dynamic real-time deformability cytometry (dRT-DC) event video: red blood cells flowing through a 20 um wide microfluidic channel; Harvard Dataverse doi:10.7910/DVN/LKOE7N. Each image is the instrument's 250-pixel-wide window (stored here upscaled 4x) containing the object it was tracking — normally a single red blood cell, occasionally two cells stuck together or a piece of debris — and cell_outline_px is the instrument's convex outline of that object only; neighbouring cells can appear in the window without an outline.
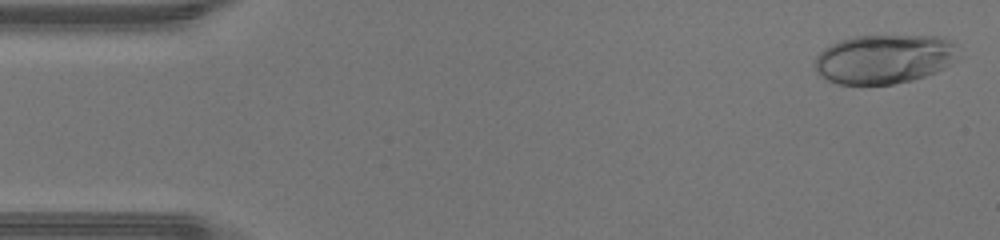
{"species": "human", "species_latin": "Homo sapiens", "temperature_condition": "warm", "stored_images_in_passage": 47, "camera_frame_rate_fps": 3000, "um_per_image_px": 0.085, "donor": {"sex": "male"}, "frame": {"image": 1, "passage_image": 2, "time_ms": 0.333, "image_size_px": [1000, 240], "cell_outline_px": [[956, 60], [944, 68], [936, 72], [912, 80], [892, 84], [836, 84], [820, 76], [816, 72], [816, 56], [824, 48], [840, 40], [852, 36], [944, 36], [952, 40], [956, 44]], "centroid_in_image_um": [75.17, 5.01], "position_along_channel_um": 9.8, "area_um2": 41.27}}
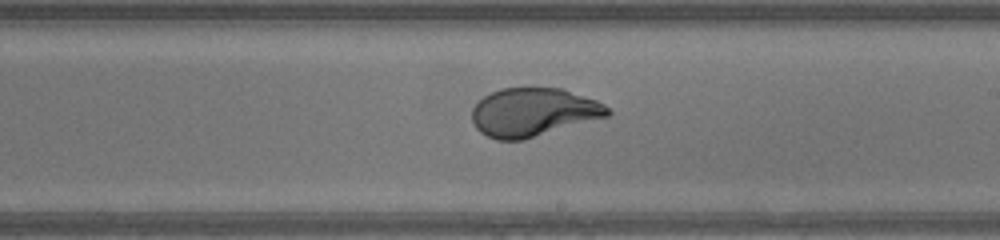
{"frame": {"image": 2, "passage_image": 27, "time_ms": 8.667, "image_size_px": [1000, 240], "cell_outline_px": [[612, 112], [608, 116], [524, 140], [496, 140], [480, 132], [476, 128], [472, 120], [472, 108], [484, 96], [500, 88], [532, 84], [564, 88], [596, 100], [604, 104]], "centroid_in_image_um": [45.33, 9.49], "position_along_channel_um": 243.7, "area_um2": 39.25}}
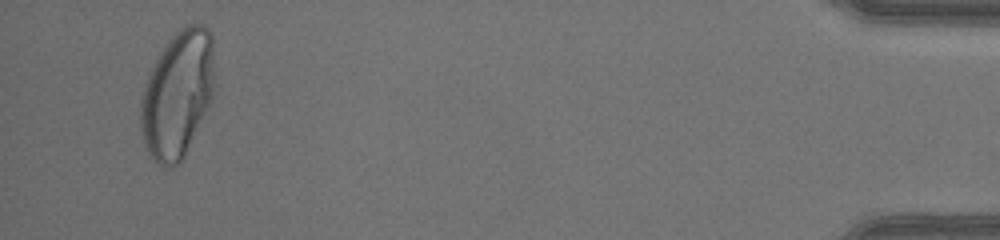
{"frame": {"image": 3, "passage_image": 45, "time_ms": 14.667, "image_size_px": [1000, 240], "cell_outline_px": [[212, 100], [180, 164], [156, 164], [152, 160], [144, 144], [140, 132], [140, 100], [144, 84], [160, 52], [168, 40], [184, 24], [204, 24], [212, 32]], "centroid_in_image_um": [15.06, 8.0], "position_along_channel_um": 420.1, "area_um2": 54.45}, "authors_computed_cell_mechanics": {"area_um2": 40.2288, "velocity_mm_per_s": 4.3962, "shape_relaxation_time_tau1_ms": 7.1549, "shape_relaxation_time_tau2_ms": null, "deformation_change_tau1": 0.3347, "deformation_change_tau2": null}}